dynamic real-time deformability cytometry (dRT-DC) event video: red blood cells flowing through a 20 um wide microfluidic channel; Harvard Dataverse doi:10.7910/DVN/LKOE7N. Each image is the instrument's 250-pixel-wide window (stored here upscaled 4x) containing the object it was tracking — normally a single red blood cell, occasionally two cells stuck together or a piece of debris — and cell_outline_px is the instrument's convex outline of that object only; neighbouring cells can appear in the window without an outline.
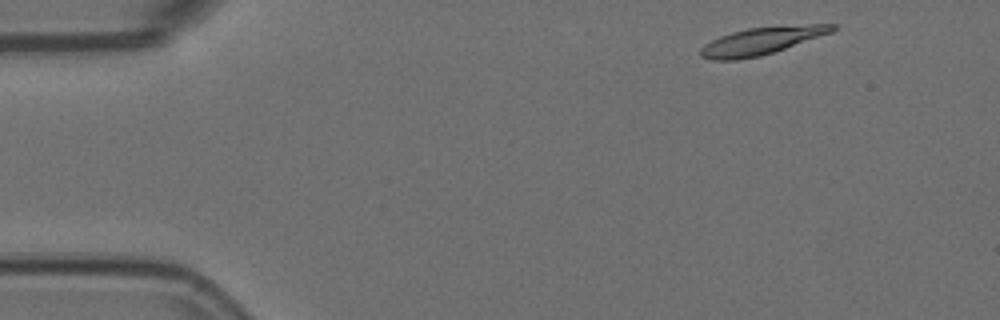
{"species": "Egyptian fruit bat (a non-hibernating species)", "species_latin": "Rousettus aegyptiacus", "temperature_condition": "room temperature", "stored_images_in_passage": 5, "camera_frame_rate_fps": 3000, "um_per_image_px": 0.085, "animal": {"sex": "female"}, "frame": {"image": 1, "passage_image": 1, "time_ms": 0.0, "image_size_px": [1000, 320], "cell_outline_px": [[836, 28], [832, 32], [760, 56], [736, 60], [712, 60], [700, 56], [700, 48], [704, 44], [720, 36], [732, 32], [748, 28], [808, 24], [836, 24]], "centroid_in_image_um": [64.69, 3.47], "position_along_channel_um": 20.3, "area_um2": 20.75}}
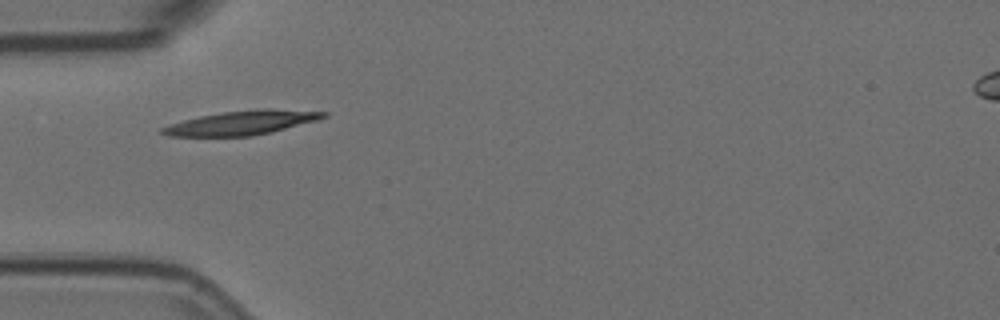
{"frame": {"image": 2, "passage_image": 4, "time_ms": 1.0, "image_size_px": [1000, 320], "cell_outline_px": [[328, 116], [316, 120], [272, 132], [252, 136], [168, 136], [160, 132], [160, 128], [184, 120], [200, 116], [224, 112], [256, 108], [268, 108], [328, 112]], "centroid_in_image_um": [20.57, 10.43], "position_along_channel_um": 64.4, "area_um2": 22.54}}
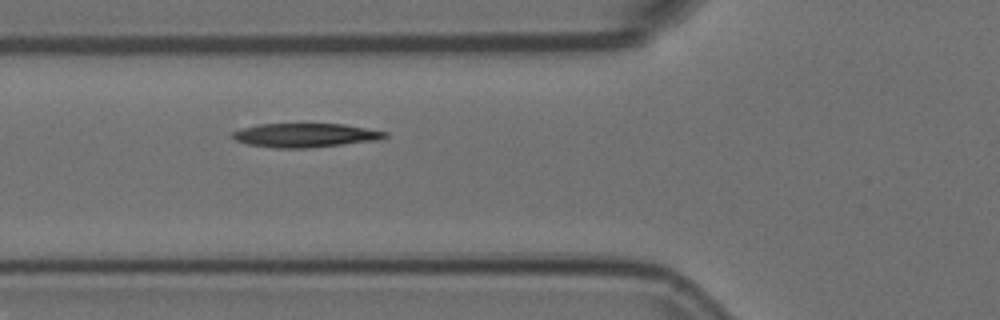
{"frame": {"image": 3, "passage_image": 5, "time_ms": 1.333, "image_size_px": [1000, 320], "cell_outline_px": [[388, 136], [380, 140], [308, 148], [276, 148], [248, 144], [236, 140], [232, 136], [232, 132], [244, 128], [260, 124], [344, 124], [388, 132]], "centroid_in_image_um": [26.0, 11.5], "position_along_channel_um": 99.8, "area_um2": 21.15}}